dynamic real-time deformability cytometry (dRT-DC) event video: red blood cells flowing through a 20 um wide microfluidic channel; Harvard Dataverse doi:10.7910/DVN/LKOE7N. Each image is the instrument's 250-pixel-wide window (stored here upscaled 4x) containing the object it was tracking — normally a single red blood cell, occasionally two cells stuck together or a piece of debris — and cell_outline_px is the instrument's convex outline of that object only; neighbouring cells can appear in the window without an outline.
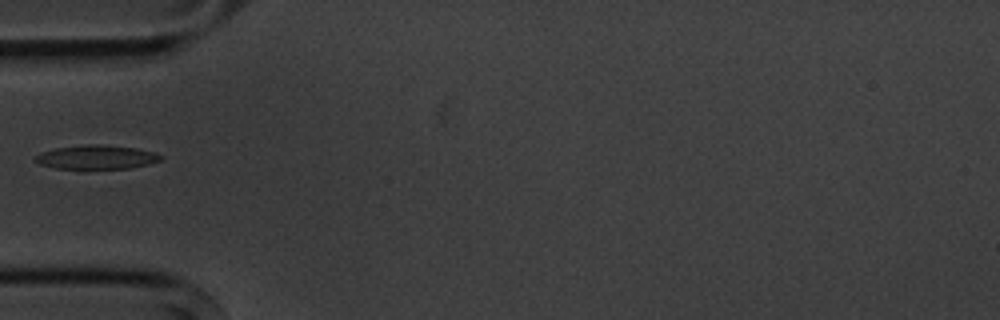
{"species": "common noctule bat (a hibernating species)", "species_latin": "Nyctalus noctula", "temperature_condition": "cold", "stored_images_in_passage": 6, "camera_frame_rate_fps": 3000, "um_per_image_px": 0.085, "animal": {"sex": "male", "body_mass_g": 20.1, "forearm_length_mm": 53.5}, "frame": {"image": 1, "passage_image": 6, "time_ms": 5.667, "image_size_px": [1000, 320], "cell_outline_px": [[164, 156], [160, 160], [148, 164], [128, 168], [56, 168], [40, 164], [32, 160], [40, 152], [56, 148], [88, 144], [96, 144], [136, 148], [156, 152]], "centroid_in_image_um": [8.2, 13.35], "position_along_channel_um": 76.8, "area_um2": 17.34}}